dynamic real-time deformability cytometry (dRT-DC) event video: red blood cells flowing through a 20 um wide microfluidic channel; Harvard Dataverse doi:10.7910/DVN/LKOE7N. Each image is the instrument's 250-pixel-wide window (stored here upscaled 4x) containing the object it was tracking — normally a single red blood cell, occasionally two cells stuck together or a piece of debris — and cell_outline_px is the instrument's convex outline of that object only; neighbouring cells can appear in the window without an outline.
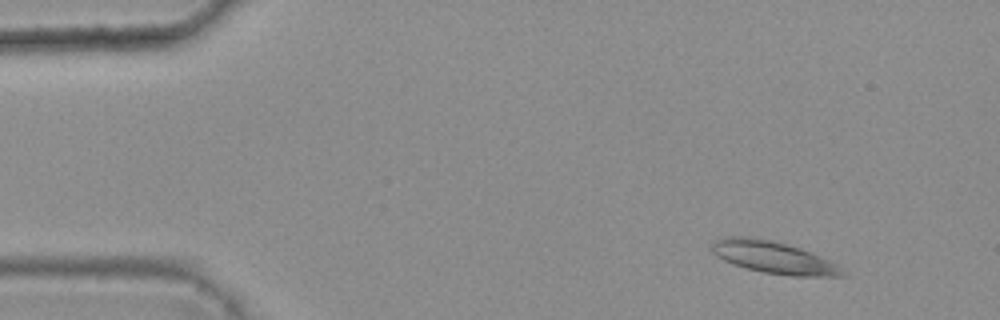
{"species": "common noctule bat (a hibernating species)", "species_latin": "Nyctalus noctula", "temperature_condition": "warm", "stored_images_in_passage": 4, "camera_frame_rate_fps": 3000, "um_per_image_px": 0.085, "animal": {"sex": "female", "body_mass_g": 25.1}, "frame": {"image": 1, "passage_image": 1, "time_ms": 0.0, "image_size_px": [1000, 320], "cell_outline_px": [[848, 276], [792, 276], [764, 272], [732, 264], [716, 256], [712, 252], [712, 240], [724, 236], [748, 236], [772, 240], [788, 244], [800, 248], [828, 260], [836, 264]], "centroid_in_image_um": [65.69, 21.86], "position_along_channel_um": 19.3, "area_um2": 24.39}}
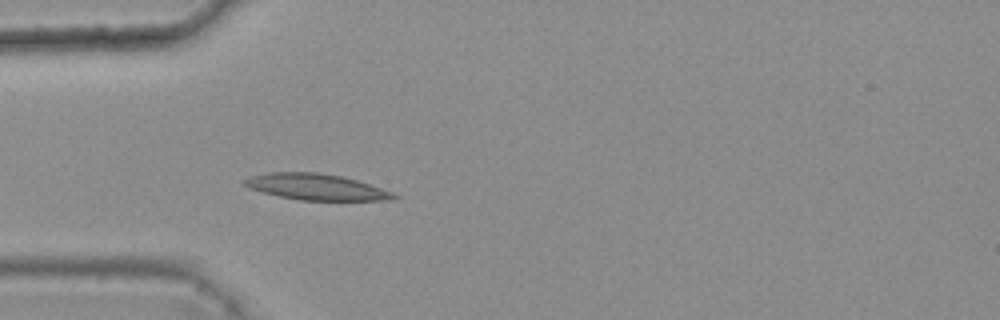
{"frame": {"image": 2, "passage_image": 4, "time_ms": 1.0, "image_size_px": [1000, 320], "cell_outline_px": [[400, 196], [396, 200], [300, 200], [280, 196], [248, 188], [240, 180], [248, 176], [272, 172], [316, 172], [340, 176], [356, 180], [392, 192]], "centroid_in_image_um": [26.85, 15.89], "position_along_channel_um": 58.2, "area_um2": 22.6}}